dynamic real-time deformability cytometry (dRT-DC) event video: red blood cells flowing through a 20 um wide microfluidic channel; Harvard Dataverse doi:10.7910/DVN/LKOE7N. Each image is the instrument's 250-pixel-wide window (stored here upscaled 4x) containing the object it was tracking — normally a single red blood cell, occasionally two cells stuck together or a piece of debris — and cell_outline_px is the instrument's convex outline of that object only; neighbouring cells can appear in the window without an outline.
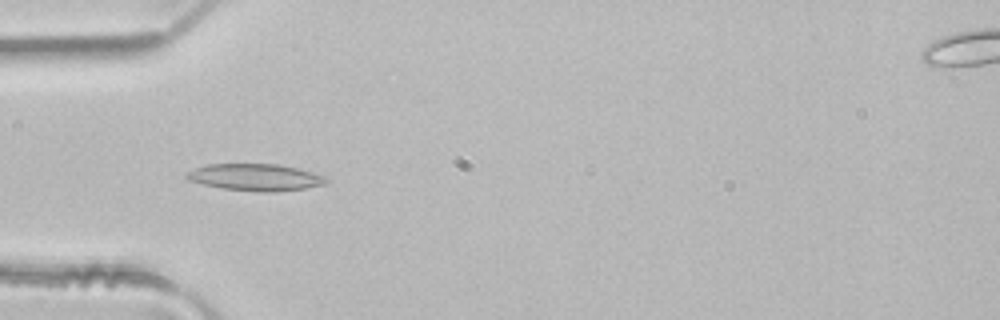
{"species": "common noctule bat (a hibernating species)", "species_latin": "Nyctalus noctula", "temperature_condition": "room temperature", "stored_images_in_passage": 36, "camera_frame_rate_fps": 3000, "um_per_image_px": 0.085, "animal": {"sex": "male", "body_mass_g": 21.5, "forearm_length_mm": 52.0}, "frame": {"image": 1, "passage_image": 2, "time_ms": 0.333, "image_size_px": [1000, 320], "cell_outline_px": [[328, 184], [304, 188], [276, 192], [260, 192], [224, 188], [204, 184], [188, 180], [184, 176], [184, 172], [208, 164], [280, 164], [296, 168], [324, 176], [328, 180]], "centroid_in_image_um": [21.7, 15.07], "position_along_channel_um": 63.3, "area_um2": 21.79}}
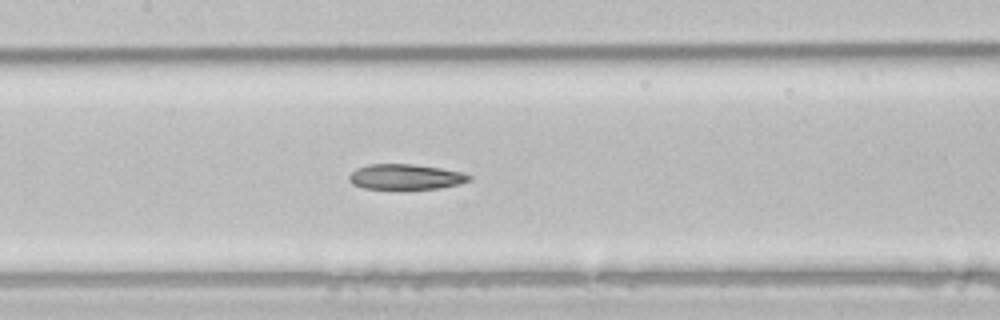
{"frame": {"image": 2, "passage_image": 10, "time_ms": 3.0, "image_size_px": [1000, 320], "cell_outline_px": [[472, 180], [460, 184], [440, 188], [404, 192], [396, 192], [364, 188], [352, 184], [348, 180], [348, 176], [356, 168], [368, 164], [412, 164], [440, 168], [460, 172], [472, 176]], "centroid_in_image_um": [34.44, 15.09], "position_along_channel_um": 173.0, "area_um2": 18.79}}
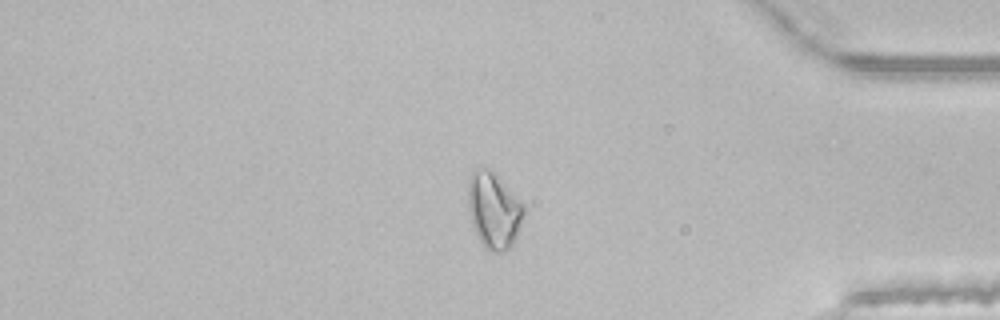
{"frame": {"image": 3, "passage_image": 28, "time_ms": 9.0, "image_size_px": [1000, 320], "cell_outline_px": [[524, 216], [516, 236], [512, 244], [504, 252], [492, 252], [484, 248], [472, 224], [468, 208], [468, 176], [476, 168], [488, 168], [524, 204]], "centroid_in_image_um": [41.95, 17.89], "position_along_channel_um": 393.2, "area_um2": 24.45}, "authors_computed_cell_mechanics": {"area_um2": 19.5364, "velocity_mm_per_s": 4.147, "shape_relaxation_time_tau1_ms": 5.1575, "shape_relaxation_time_tau2_ms": 7.9463, "deformation_change_tau1": 0.1414, "deformation_change_tau2": 0.1723}}